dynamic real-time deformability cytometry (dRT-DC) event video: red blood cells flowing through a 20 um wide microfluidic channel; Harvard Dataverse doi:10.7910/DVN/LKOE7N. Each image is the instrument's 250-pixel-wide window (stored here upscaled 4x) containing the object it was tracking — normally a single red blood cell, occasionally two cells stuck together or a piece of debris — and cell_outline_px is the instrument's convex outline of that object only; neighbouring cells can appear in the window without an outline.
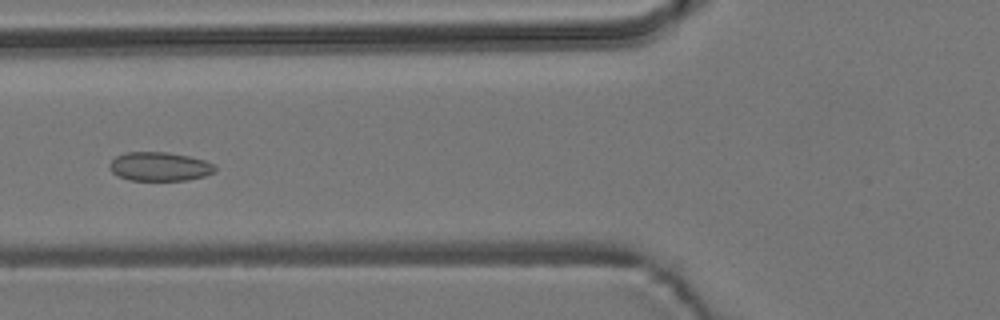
{"species": "common noctule bat (a hibernating species)", "species_latin": "Nyctalus noctula", "temperature_condition": "room temperature", "stored_images_in_passage": 7, "camera_frame_rate_fps": 3000, "um_per_image_px": 0.085, "animal": {"sex": "male", "body_mass_g": 19.2, "forearm_length_mm": 51.8}, "frame": {"image": 1, "passage_image": 7, "time_ms": 7.0, "image_size_px": [1000, 320], "cell_outline_px": [[216, 172], [204, 176], [188, 180], [128, 180], [116, 176], [108, 168], [108, 164], [116, 156], [124, 152], [168, 152], [188, 156], [204, 160], [212, 164], [216, 168]], "centroid_in_image_um": [13.52, 14.16], "position_along_channel_um": 112.3, "area_um2": 17.92}}